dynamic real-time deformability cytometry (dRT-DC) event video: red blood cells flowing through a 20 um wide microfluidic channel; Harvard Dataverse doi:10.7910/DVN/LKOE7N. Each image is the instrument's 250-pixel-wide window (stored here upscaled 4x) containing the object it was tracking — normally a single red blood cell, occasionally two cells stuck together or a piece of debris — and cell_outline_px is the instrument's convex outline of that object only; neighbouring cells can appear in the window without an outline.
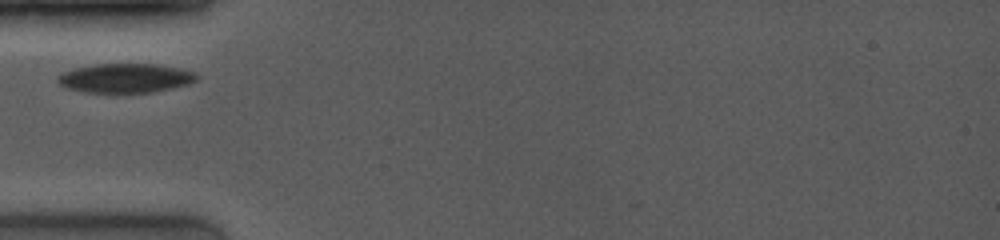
{"species": "common noctule bat (a hibernating species)", "species_latin": "Nyctalus noctula", "temperature_condition": "room temperature", "stored_images_in_passage": 22, "camera_frame_rate_fps": 4000, "um_per_image_px": 0.085, "animal": {"sex": "female", "body_mass_g": 19.0, "forearm_length_mm": 53.3}, "frame": {"image": 1, "passage_image": 1, "time_ms": 0.0, "image_size_px": [1000, 240], "cell_outline_px": [[200, 76], [196, 80], [188, 84], [172, 88], [152, 92], [84, 92], [68, 88], [60, 84], [56, 80], [56, 76], [60, 72], [76, 68], [96, 64], [156, 64], [180, 68], [196, 72]], "centroid_in_image_um": [10.67, 6.63], "position_along_channel_um": 74.3, "area_um2": 23.7}}
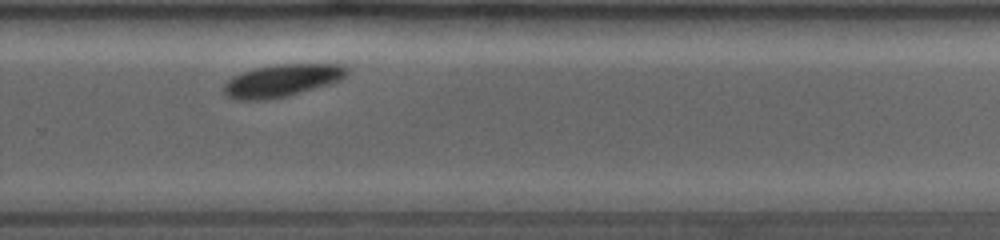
{"frame": {"image": 2, "passage_image": 16, "time_ms": 6.0, "image_size_px": [1000, 240], "cell_outline_px": [[348, 72], [340, 80], [328, 84], [300, 92], [268, 100], [236, 100], [224, 96], [224, 84], [232, 76], [256, 68], [276, 64], [340, 64], [348, 68]], "centroid_in_image_um": [23.92, 6.85], "position_along_channel_um": 305.9, "area_um2": 23.06}}
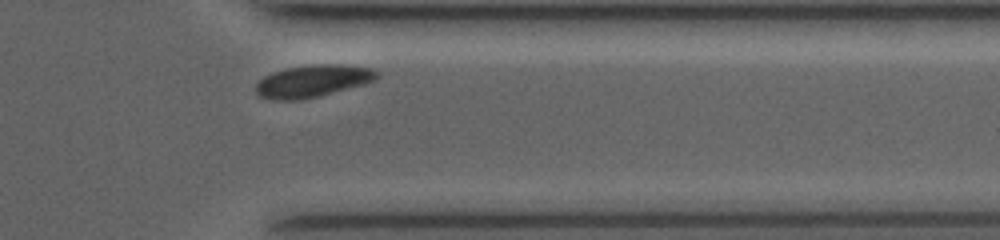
{"frame": {"image": 3, "passage_image": 22, "time_ms": 8.0, "image_size_px": [1000, 240], "cell_outline_px": [[380, 76], [376, 80], [364, 84], [320, 96], [300, 100], [272, 100], [260, 96], [256, 92], [256, 84], [264, 76], [272, 72], [288, 68], [312, 64], [344, 64], [372, 68], [380, 72]], "centroid_in_image_um": [26.62, 6.88], "position_along_channel_um": 384.8, "area_um2": 22.95}}